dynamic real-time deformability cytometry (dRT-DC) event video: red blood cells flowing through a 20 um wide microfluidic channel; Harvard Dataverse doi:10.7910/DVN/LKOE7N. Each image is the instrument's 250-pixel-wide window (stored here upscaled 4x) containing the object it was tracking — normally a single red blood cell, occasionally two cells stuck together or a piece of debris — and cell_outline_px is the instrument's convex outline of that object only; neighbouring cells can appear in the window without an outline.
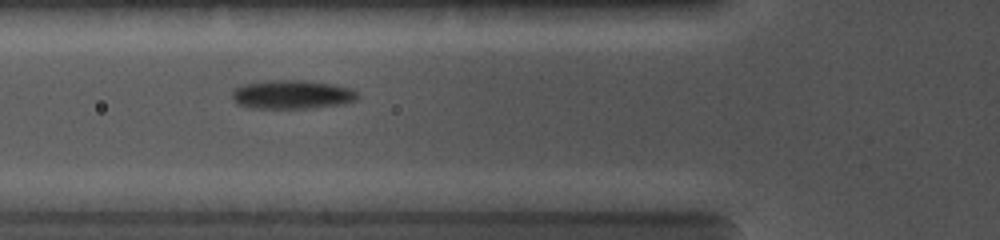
{"species": "common noctule bat (a hibernating species)", "species_latin": "Nyctalus noctula", "temperature_condition": "cold", "stored_images_in_passage": 51, "camera_frame_rate_fps": 5000, "um_per_image_px": 0.085, "animal": {"sex": "female", "body_mass_g": 19.0, "forearm_length_mm": 56.7}, "frame": {"image": 1, "passage_image": 14, "time_ms": 3.6, "image_size_px": [1000, 240], "cell_outline_px": [[360, 96], [356, 100], [344, 104], [312, 108], [252, 108], [236, 104], [232, 96], [232, 88], [240, 84], [268, 80], [304, 80], [332, 84], [352, 88]], "centroid_in_image_um": [24.8, 8.03], "position_along_channel_um": 101.0, "area_um2": 21.44}}
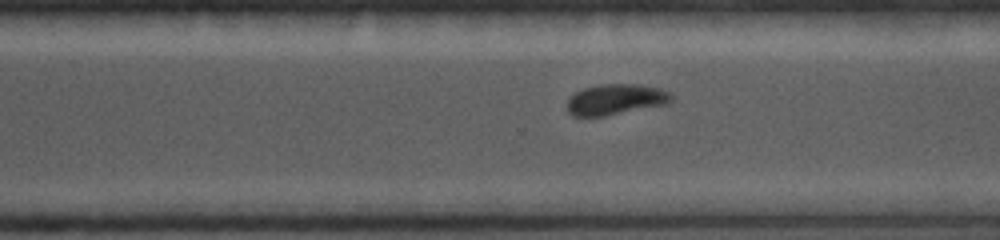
{"frame": {"image": 2, "passage_image": 39, "time_ms": 8.4, "image_size_px": [1000, 240], "cell_outline_px": [[672, 100], [664, 104], [604, 116], [572, 116], [568, 112], [568, 100], [576, 92], [584, 88], [600, 84], [640, 84], [660, 88], [672, 92]], "centroid_in_image_um": [52.34, 8.44], "position_along_channel_um": 318.3, "area_um2": 18.5}}
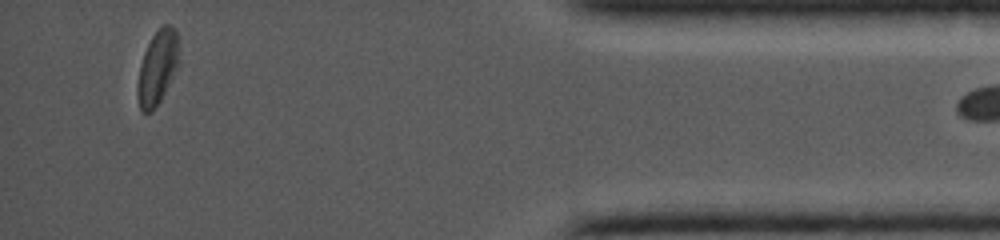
{"frame": {"image": 3, "passage_image": 50, "time_ms": 11.6, "image_size_px": [1000, 240], "cell_outline_px": [[180, 64], [160, 100], [152, 112], [140, 112], [136, 96], [136, 88], [140, 64], [144, 52], [152, 36], [164, 24], [172, 24], [176, 32], [180, 60]], "centroid_in_image_um": [13.38, 5.76], "position_along_channel_um": 421.8, "area_um2": 18.15}}